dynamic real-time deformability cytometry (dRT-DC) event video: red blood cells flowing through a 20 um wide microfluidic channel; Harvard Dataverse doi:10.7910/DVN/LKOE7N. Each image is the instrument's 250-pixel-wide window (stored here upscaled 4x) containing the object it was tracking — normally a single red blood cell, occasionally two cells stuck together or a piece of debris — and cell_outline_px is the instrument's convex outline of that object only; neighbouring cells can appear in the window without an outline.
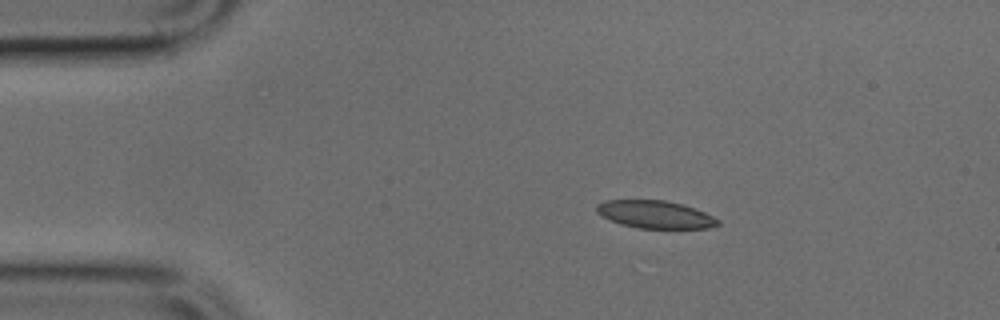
{"species": "common noctule bat (a hibernating species)", "species_latin": "Nyctalus noctula", "temperature_condition": "cold", "stored_images_in_passage": 3, "camera_frame_rate_fps": 3000, "um_per_image_px": 0.085, "animal": {"sex": "male", "body_mass_g": 17.9, "forearm_length_mm": 54.2}, "frame": {"image": 1, "passage_image": 1, "time_ms": 0.0, "image_size_px": [1000, 320], "cell_outline_px": [[720, 224], [708, 228], [640, 228], [620, 224], [596, 212], [596, 204], [604, 200], [664, 200], [684, 204], [704, 212], [720, 220]], "centroid_in_image_um": [55.7, 18.22], "position_along_channel_um": 29.3, "area_um2": 19.48}}
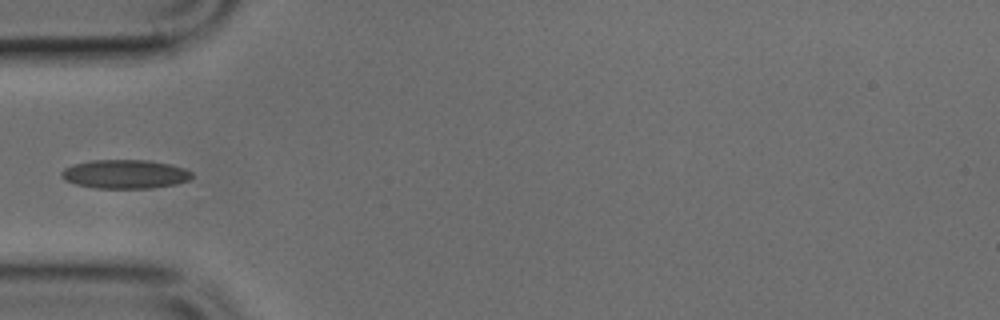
{"frame": {"image": 2, "passage_image": 3, "time_ms": 0.667, "image_size_px": [1000, 320], "cell_outline_px": [[192, 176], [188, 180], [176, 184], [152, 188], [96, 188], [76, 184], [64, 180], [60, 176], [60, 172], [64, 168], [72, 164], [92, 160], [148, 160], [172, 164], [184, 168], [192, 172]], "centroid_in_image_um": [10.61, 14.79], "position_along_channel_um": 74.4, "area_um2": 22.08}}